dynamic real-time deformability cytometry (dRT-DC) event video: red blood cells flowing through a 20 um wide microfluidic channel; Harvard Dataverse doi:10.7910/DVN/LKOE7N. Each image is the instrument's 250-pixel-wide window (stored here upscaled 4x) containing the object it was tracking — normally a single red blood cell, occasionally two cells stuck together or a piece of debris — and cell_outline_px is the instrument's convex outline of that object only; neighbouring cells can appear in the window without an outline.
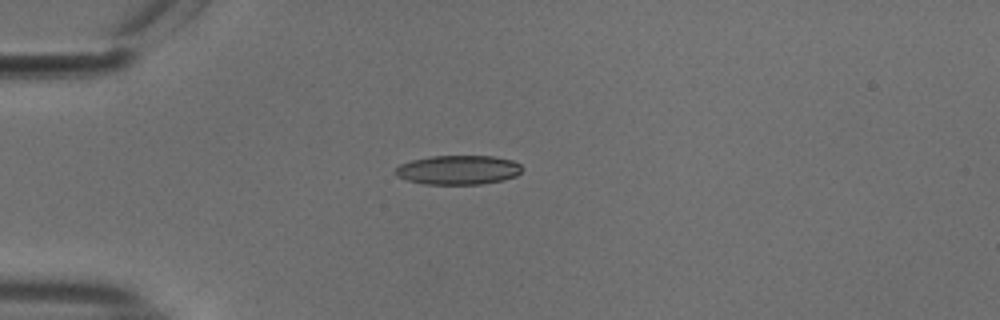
{"species": "common noctule bat (a hibernating species)", "species_latin": "Nyctalus noctula", "temperature_condition": "cold", "stored_images_in_passage": 40, "camera_frame_rate_fps": 3000, "um_per_image_px": 0.085, "animal": {"sex": "male", "body_mass_g": 18.8}, "frame": {"image": 1, "passage_image": 1, "time_ms": 0.0, "image_size_px": [1000, 320], "cell_outline_px": [[524, 168], [516, 176], [504, 180], [480, 184], [424, 184], [408, 180], [396, 176], [396, 168], [400, 164], [412, 160], [432, 156], [492, 156], [512, 160], [520, 164]], "centroid_in_image_um": [38.97, 14.44], "position_along_channel_um": 46.0, "area_um2": 21.56}}
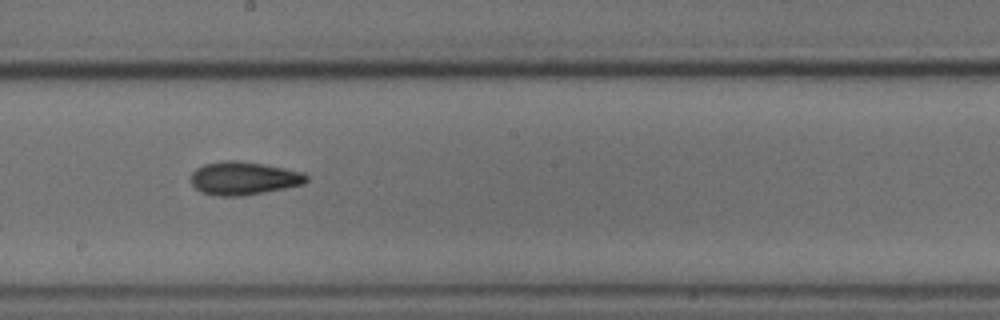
{"frame": {"image": 2, "passage_image": 17, "time_ms": 5.333, "image_size_px": [1000, 320], "cell_outline_px": [[308, 180], [304, 184], [244, 196], [216, 196], [200, 192], [192, 184], [192, 172], [196, 168], [204, 164], [224, 160], [236, 160], [264, 164], [304, 172], [308, 176]], "centroid_in_image_um": [20.71, 15.15], "position_along_channel_um": 227.5, "area_um2": 22.43}}
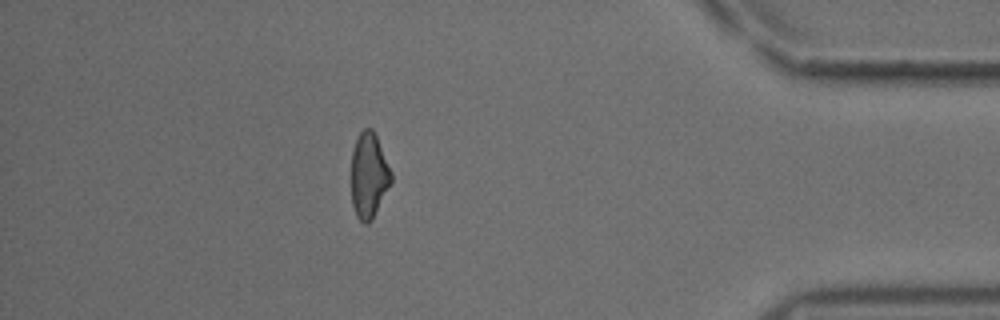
{"frame": {"image": 3, "passage_image": 34, "time_ms": 11.0, "image_size_px": [1000, 320], "cell_outline_px": [[392, 180], [372, 220], [368, 224], [364, 224], [356, 216], [352, 204], [352, 148], [360, 132], [364, 128], [372, 128], [376, 136], [392, 172]], "centroid_in_image_um": [31.35, 14.92], "position_along_channel_um": 403.9, "area_um2": 19.71}, "authors_computed_cell_mechanics": {"area_um2": 21.3571, "velocity_mm_per_s": 3.7893, "shape_relaxation_time_tau1_ms": 3.656, "shape_relaxation_time_tau2_ms": 4.4081, "deformation_change_tau1": 0.1169, "deformation_change_tau2": 0.1239}}